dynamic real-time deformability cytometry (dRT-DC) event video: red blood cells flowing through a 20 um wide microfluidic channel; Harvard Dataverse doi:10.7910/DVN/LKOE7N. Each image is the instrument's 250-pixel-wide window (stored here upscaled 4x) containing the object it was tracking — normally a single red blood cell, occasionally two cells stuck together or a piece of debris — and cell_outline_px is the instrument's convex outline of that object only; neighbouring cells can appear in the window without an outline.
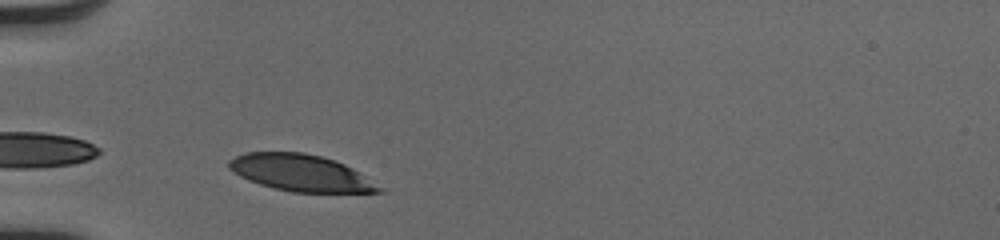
{"species": "human", "species_latin": "Homo sapiens", "temperature_condition": "cold", "stored_images_in_passage": 29, "camera_frame_rate_fps": 3000, "um_per_image_px": 0.085, "donor": {"sex": "male"}, "frame": {"image": 1, "passage_image": 2, "time_ms": 0.333, "image_size_px": [1000, 240], "cell_outline_px": [[388, 192], [292, 192], [272, 188], [248, 180], [240, 176], [228, 168], [228, 160], [244, 152], [304, 152], [320, 156], [344, 164], [352, 168], [384, 188]], "centroid_in_image_um": [25.55, 14.7], "position_along_channel_um": 59.4, "area_um2": 32.02}}
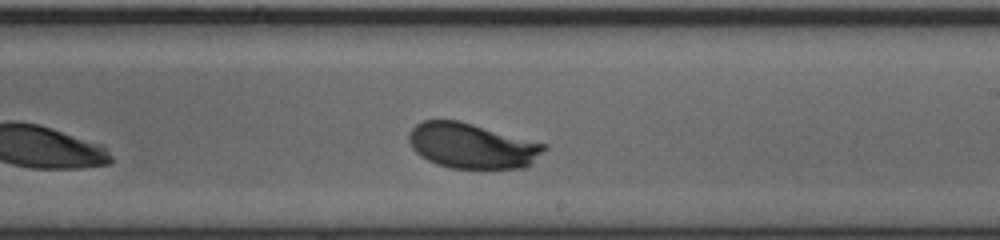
{"frame": {"image": 2, "passage_image": 17, "time_ms": 5.333, "image_size_px": [1000, 240], "cell_outline_px": [[548, 148], [532, 164], [524, 168], [448, 168], [436, 164], [420, 156], [412, 148], [408, 140], [408, 136], [412, 128], [416, 124], [424, 120], [460, 120], [548, 144]], "centroid_in_image_um": [40.15, 12.39], "position_along_channel_um": 248.9, "area_um2": 36.07}}
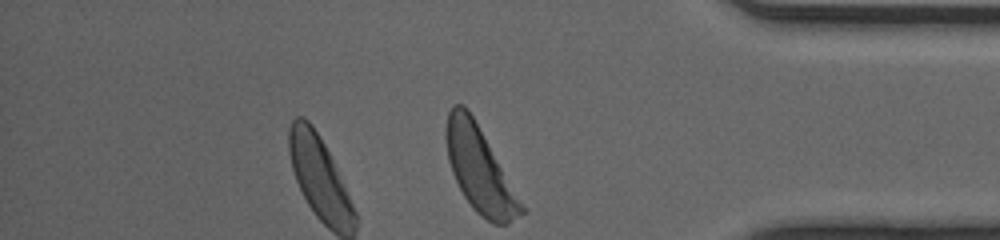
{"frame": {"image": 3, "passage_image": 29, "time_ms": 9.333, "image_size_px": [1000, 240], "cell_outline_px": [[528, 212], [508, 224], [492, 224], [480, 216], [472, 208], [464, 196], [452, 172], [448, 160], [444, 136], [444, 128], [448, 112], [452, 104], [464, 104], [468, 108], [528, 208]], "centroid_in_image_um": [40.81, 14.43], "position_along_channel_um": 394.4, "area_um2": 38.26}, "authors_computed_cell_mechanics": {"area_um2": 35.6626, "velocity_mm_per_s": 4.0412, "shape_relaxation_time_tau1_ms": 5.8096, "shape_relaxation_time_tau2_ms": null, "deformation_change_tau1": 0.2579, "deformation_change_tau2": null}}